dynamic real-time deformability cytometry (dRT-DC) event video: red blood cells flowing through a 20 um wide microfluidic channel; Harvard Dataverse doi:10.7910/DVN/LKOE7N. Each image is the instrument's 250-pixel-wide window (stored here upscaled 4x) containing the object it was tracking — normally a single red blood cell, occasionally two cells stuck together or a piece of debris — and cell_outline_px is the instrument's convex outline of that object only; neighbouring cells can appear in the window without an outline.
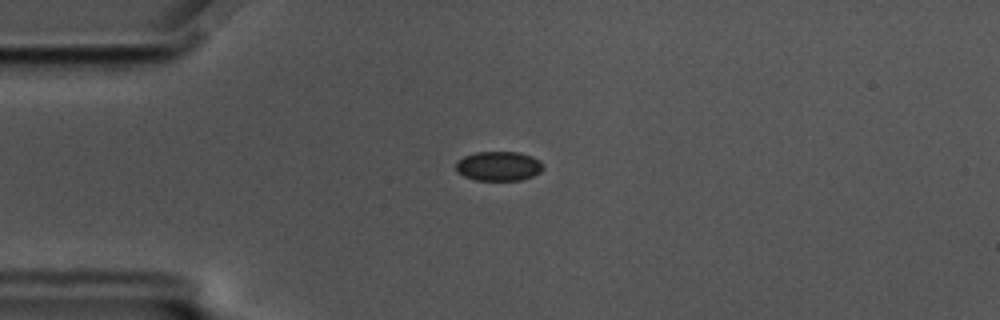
{"species": "common noctule bat (a hibernating species)", "species_latin": "Nyctalus noctula", "temperature_condition": "cold", "stored_images_in_passage": 58, "camera_frame_rate_fps": 3000, "um_per_image_px": 0.085, "animal": {"sex": "male", "body_mass_g": 17.5, "forearm_length_mm": 52.3}, "frame": {"image": 1, "passage_image": 15, "time_ms": 4.667, "image_size_px": [1000, 320], "cell_outline_px": [[544, 168], [540, 172], [532, 176], [520, 180], [476, 180], [464, 176], [456, 172], [456, 160], [464, 156], [476, 152], [520, 152], [532, 156], [540, 160], [544, 164]], "centroid_in_image_um": [42.39, 14.11], "position_along_channel_um": 42.6, "area_um2": 15.14}}
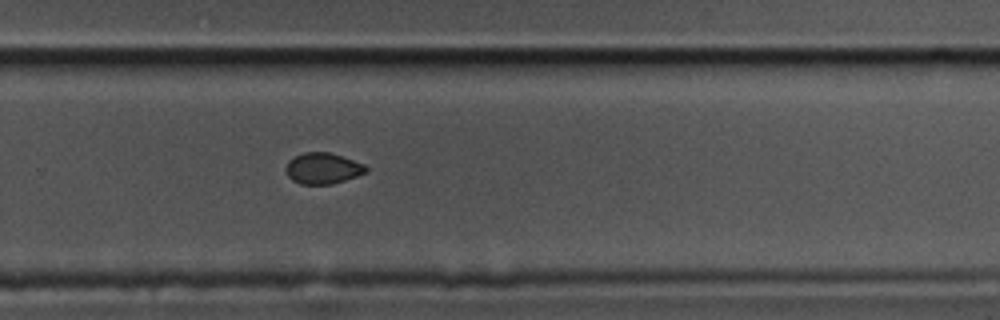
{"frame": {"image": 2, "passage_image": 39, "time_ms": 12.667, "image_size_px": [1000, 320], "cell_outline_px": [[368, 172], [332, 184], [300, 184], [292, 180], [288, 176], [284, 168], [288, 160], [304, 152], [328, 152], [364, 164], [368, 168]], "centroid_in_image_um": [27.41, 14.31], "position_along_channel_um": 302.4, "area_um2": 14.45}}
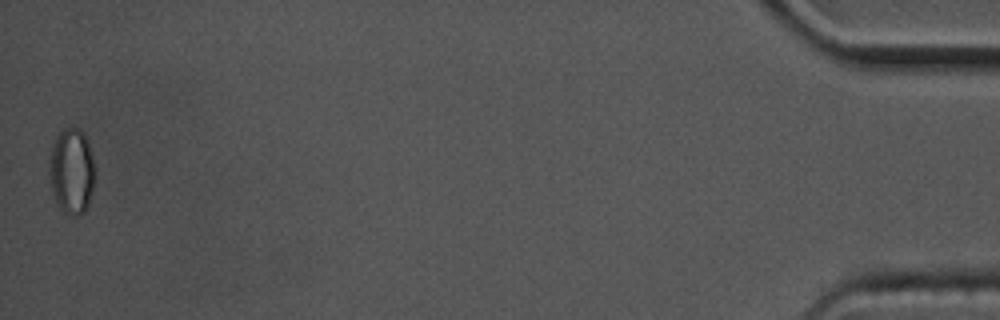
{"frame": {"image": 3, "passage_image": 58, "time_ms": 19.0, "image_size_px": [1000, 320], "cell_outline_px": [[92, 188], [88, 204], [84, 212], [76, 216], [68, 216], [60, 208], [56, 200], [52, 188], [52, 148], [56, 136], [64, 128], [80, 128], [84, 132], [88, 144], [92, 160]], "centroid_in_image_um": [6.11, 14.55], "position_along_channel_um": 429.1, "area_um2": 21.62}, "authors_computed_cell_mechanics": {"area_um2": 15.1725, "velocity_mm_per_s": 3.506, "shape_relaxation_time_tau1_ms": null, "shape_relaxation_time_tau2_ms": 3.4673, "deformation_change_tau1": null, "deformation_change_tau2": 0.0413}}